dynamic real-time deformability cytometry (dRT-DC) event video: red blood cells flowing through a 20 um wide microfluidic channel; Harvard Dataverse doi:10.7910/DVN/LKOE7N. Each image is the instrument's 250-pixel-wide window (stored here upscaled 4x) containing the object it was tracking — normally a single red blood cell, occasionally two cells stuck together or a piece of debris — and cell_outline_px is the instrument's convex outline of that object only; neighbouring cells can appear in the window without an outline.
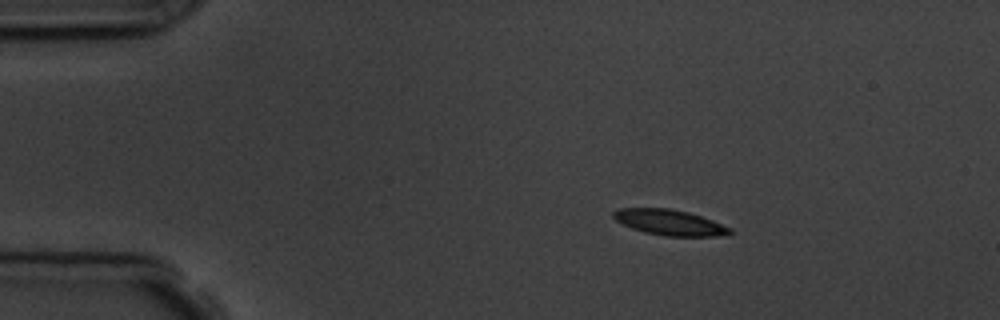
{"species": "common noctule bat (a hibernating species)", "species_latin": "Nyctalus noctula", "temperature_condition": "room temperature", "stored_images_in_passage": 4, "camera_frame_rate_fps": 3000, "um_per_image_px": 0.085, "animal": {"sex": "male", "body_mass_g": 19.5, "forearm_length_mm": 54.6}, "frame": {"image": 1, "passage_image": 2, "time_ms": 1.0, "image_size_px": [1000, 320], "cell_outline_px": [[732, 232], [716, 236], [664, 236], [644, 232], [632, 228], [616, 220], [612, 216], [612, 212], [620, 208], [672, 208], [688, 212], [712, 220], [732, 228]], "centroid_in_image_um": [56.9, 18.9], "position_along_channel_um": 28.1, "area_um2": 17.28}}